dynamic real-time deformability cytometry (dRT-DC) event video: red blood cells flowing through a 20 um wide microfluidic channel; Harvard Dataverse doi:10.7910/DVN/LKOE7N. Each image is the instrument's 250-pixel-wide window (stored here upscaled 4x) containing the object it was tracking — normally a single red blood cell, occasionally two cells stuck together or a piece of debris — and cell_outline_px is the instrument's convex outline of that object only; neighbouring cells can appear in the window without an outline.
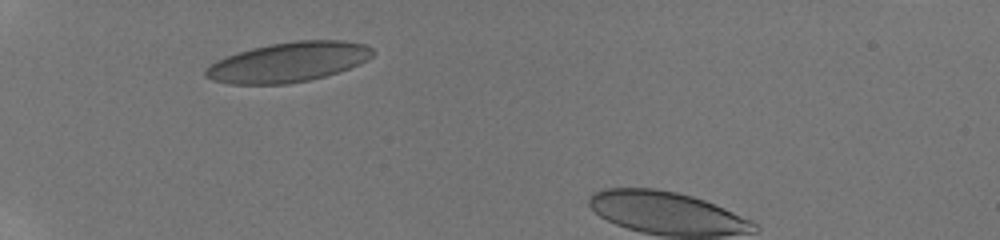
{"species": "human", "species_latin": "Homo sapiens", "temperature_condition": "room temperature", "stored_images_in_passage": 66, "camera_frame_rate_fps": 3000, "um_per_image_px": 0.085, "donor": {"sex": "male"}, "frame": {"image": 1, "passage_image": 1, "time_ms": 0.0, "image_size_px": [1000, 240], "cell_outline_px": [[376, 52], [368, 60], [360, 64], [324, 76], [308, 80], [288, 84], [228, 84], [212, 80], [204, 76], [204, 68], [216, 60], [252, 48], [268, 44], [296, 40], [344, 40], [368, 44]], "centroid_in_image_um": [24.52, 5.27], "position_along_channel_um": 60.5, "area_um2": 38.96}}
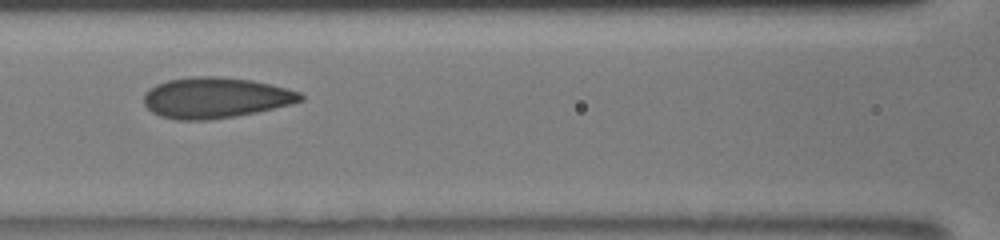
{"frame": {"image": 2, "passage_image": 23, "time_ms": 2.667, "image_size_px": [1000, 240], "cell_outline_px": [[304, 100], [256, 112], [236, 116], [208, 120], [176, 120], [160, 116], [152, 112], [144, 104], [144, 92], [148, 88], [156, 84], [168, 80], [192, 76], [220, 76], [252, 80], [300, 92], [304, 96]], "centroid_in_image_um": [18.26, 8.3], "position_along_channel_um": 148.3, "area_um2": 37.17}}
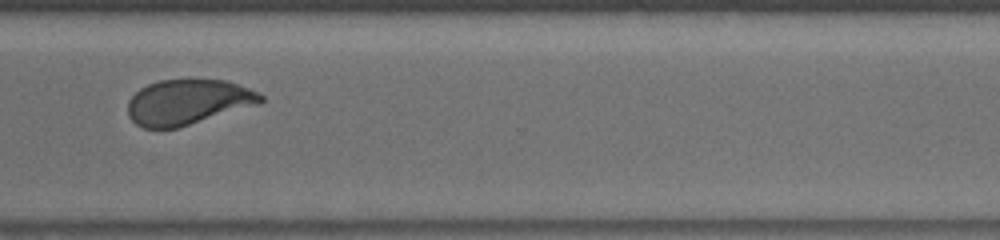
{"frame": {"image": 3, "passage_image": 65, "time_ms": 7.667, "image_size_px": [1000, 240], "cell_outline_px": [[264, 100], [260, 104], [176, 128], [144, 128], [136, 124], [128, 116], [128, 100], [140, 88], [148, 84], [160, 80], [228, 80], [248, 88], [264, 96]], "centroid_in_image_um": [15.97, 8.67], "position_along_channel_um": 354.6, "area_um2": 34.85}}